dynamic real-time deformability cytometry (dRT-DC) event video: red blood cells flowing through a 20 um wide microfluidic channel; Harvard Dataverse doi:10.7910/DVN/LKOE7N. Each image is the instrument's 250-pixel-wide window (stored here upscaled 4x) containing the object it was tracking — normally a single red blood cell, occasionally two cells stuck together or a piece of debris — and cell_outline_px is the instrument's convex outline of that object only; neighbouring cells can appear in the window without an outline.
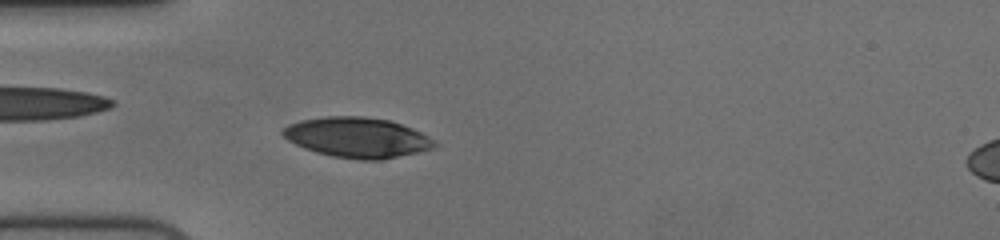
{"species": "human", "species_latin": "Homo sapiens", "temperature_condition": "cold", "stored_images_in_passage": 54, "camera_frame_rate_fps": 3000, "um_per_image_px": 0.085, "donor": {"sex": "female"}, "frame": {"image": 1, "passage_image": 15, "time_ms": 4.667, "image_size_px": [1000, 240], "cell_outline_px": [[440, 144], [436, 148], [380, 160], [360, 160], [332, 156], [316, 152], [304, 148], [288, 140], [280, 132], [288, 124], [300, 120], [324, 116], [364, 116], [388, 120], [412, 128], [436, 140]], "centroid_in_image_um": [30.38, 11.68], "position_along_channel_um": 54.6, "area_um2": 35.66}}
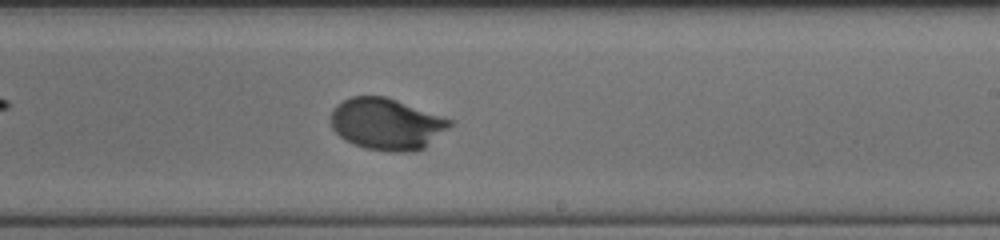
{"frame": {"image": 2, "passage_image": 32, "time_ms": 10.333, "image_size_px": [1000, 240], "cell_outline_px": [[456, 120], [448, 128], [424, 148], [412, 152], [388, 152], [364, 148], [352, 144], [344, 140], [332, 128], [328, 116], [332, 108], [336, 104], [352, 96], [384, 96]], "centroid_in_image_um": [32.83, 10.54], "position_along_channel_um": 256.2, "area_um2": 36.24}}
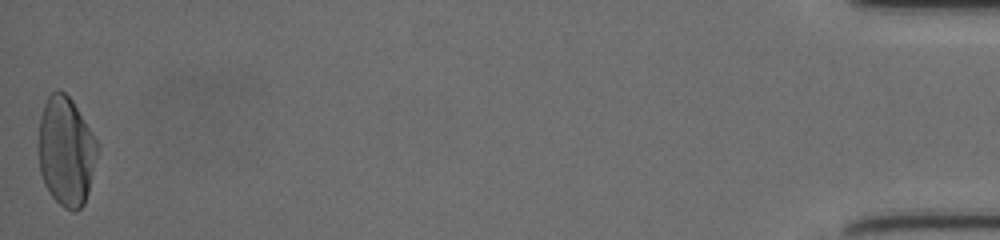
{"frame": {"image": 3, "passage_image": 54, "time_ms": 17.667, "image_size_px": [1000, 240], "cell_outline_px": [[100, 148], [88, 192], [84, 204], [76, 212], [72, 212], [64, 208], [52, 196], [44, 184], [40, 172], [36, 152], [36, 144], [40, 116], [44, 104], [48, 96], [56, 88], [60, 88], [72, 100], [100, 144]], "centroid_in_image_um": [5.6, 12.84], "position_along_channel_um": 429.6, "area_um2": 38.55}, "authors_computed_cell_mechanics": {"area_um2": 35.4025, "velocity_mm_per_s": 3.7076, "shape_relaxation_time_tau1_ms": 2.9366, "shape_relaxation_time_tau2_ms": null, "deformation_change_tau1": 0.1639, "deformation_change_tau2": null}}